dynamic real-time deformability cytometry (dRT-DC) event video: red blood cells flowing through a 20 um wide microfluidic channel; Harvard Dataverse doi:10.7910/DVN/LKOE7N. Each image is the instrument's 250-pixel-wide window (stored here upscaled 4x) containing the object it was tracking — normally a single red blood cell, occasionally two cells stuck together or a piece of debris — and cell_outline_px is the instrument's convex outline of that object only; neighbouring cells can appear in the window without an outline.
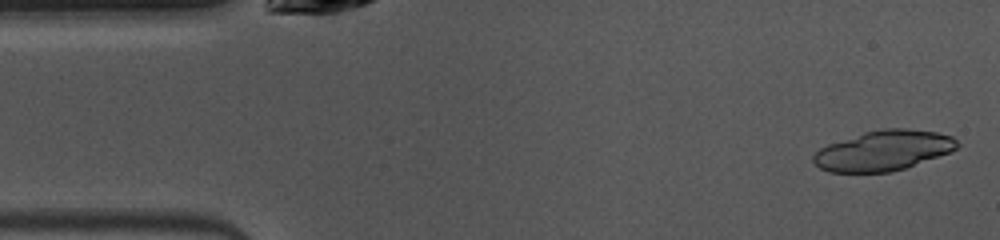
{"species": "common noctule bat (a hibernating species)", "species_latin": "Nyctalus noctula", "temperature_condition": "warm", "stored_images_in_passage": 12, "camera_frame_rate_fps": 3000, "um_per_image_px": 0.085, "animal": {"sex": "female", "body_mass_g": 10.0, "forearm_length_mm": 53.1}, "frame": {"image": 1, "passage_image": 1, "time_ms": 0.0, "image_size_px": [1000, 240], "cell_outline_px": [[960, 144], [952, 152], [892, 172], [828, 172], [820, 168], [812, 160], [812, 156], [820, 148], [828, 144], [864, 132], [884, 128], [904, 128], [936, 132], [952, 136]], "centroid_in_image_um": [75.1, 12.8], "position_along_channel_um": 9.9, "area_um2": 33.58}}